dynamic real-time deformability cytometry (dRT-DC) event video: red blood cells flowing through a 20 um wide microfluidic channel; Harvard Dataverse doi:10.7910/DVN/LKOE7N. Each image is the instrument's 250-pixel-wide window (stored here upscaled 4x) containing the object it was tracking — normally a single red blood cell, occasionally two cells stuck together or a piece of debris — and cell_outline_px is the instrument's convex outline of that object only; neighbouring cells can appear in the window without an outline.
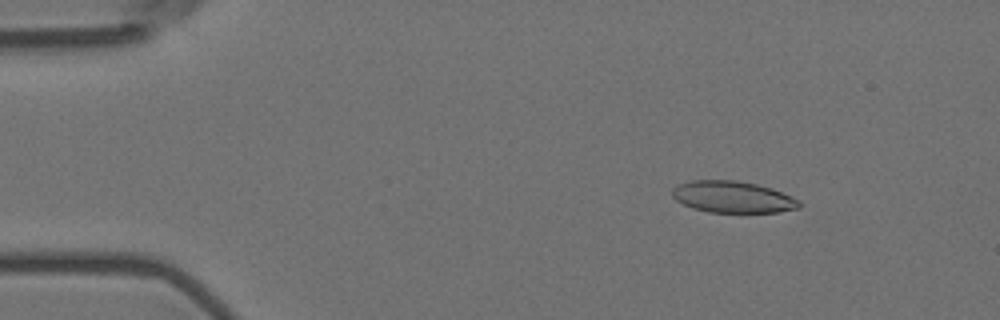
{"species": "Egyptian fruit bat (a non-hibernating species)", "species_latin": "Rousettus aegyptiacus", "temperature_condition": "room temperature", "stored_images_in_passage": 6, "camera_frame_rate_fps": 3000, "um_per_image_px": 0.085, "animal": {"sex": "female"}, "frame": {"image": 1, "passage_image": 2, "time_ms": 0.333, "image_size_px": [1000, 320], "cell_outline_px": [[800, 208], [776, 212], [708, 212], [692, 208], [676, 200], [672, 196], [672, 188], [676, 184], [692, 180], [736, 180], [756, 184], [772, 188], [792, 196], [800, 200]], "centroid_in_image_um": [62.27, 16.73], "position_along_channel_um": 22.7, "area_um2": 23.52}}
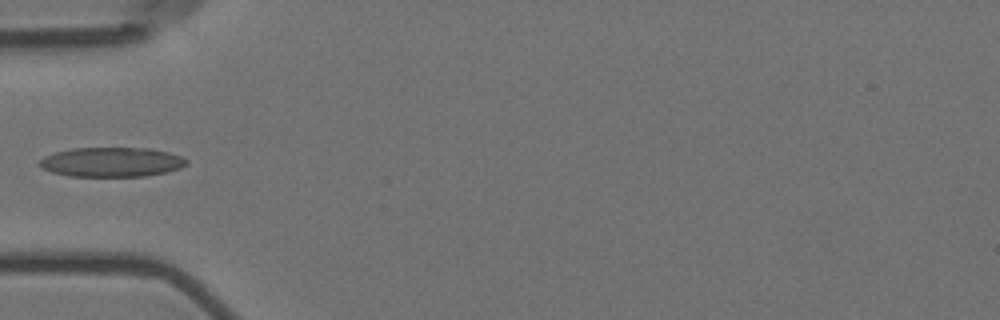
{"frame": {"image": 2, "passage_image": 5, "time_ms": 1.333, "image_size_px": [1000, 320], "cell_outline_px": [[188, 164], [180, 168], [168, 172], [144, 176], [68, 176], [52, 172], [40, 168], [36, 164], [44, 156], [56, 152], [72, 148], [148, 148], [168, 152], [180, 156], [188, 160]], "centroid_in_image_um": [9.47, 13.78], "position_along_channel_um": 75.5, "area_um2": 25.43}}
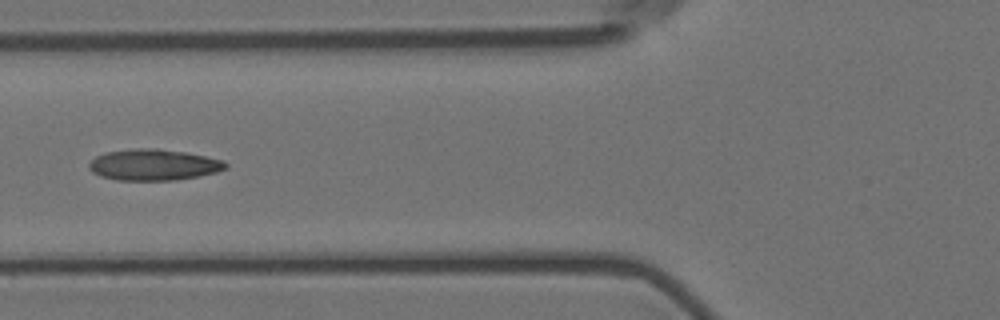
{"frame": {"image": 3, "passage_image": 6, "time_ms": 1.667, "image_size_px": [1000, 320], "cell_outline_px": [[228, 168], [216, 172], [200, 176], [176, 180], [116, 180], [100, 176], [92, 172], [88, 168], [88, 164], [96, 156], [104, 152], [136, 148], [156, 148], [184, 152], [224, 160], [228, 164]], "centroid_in_image_um": [13.05, 14.01], "position_along_channel_um": 112.7, "area_um2": 24.97}}